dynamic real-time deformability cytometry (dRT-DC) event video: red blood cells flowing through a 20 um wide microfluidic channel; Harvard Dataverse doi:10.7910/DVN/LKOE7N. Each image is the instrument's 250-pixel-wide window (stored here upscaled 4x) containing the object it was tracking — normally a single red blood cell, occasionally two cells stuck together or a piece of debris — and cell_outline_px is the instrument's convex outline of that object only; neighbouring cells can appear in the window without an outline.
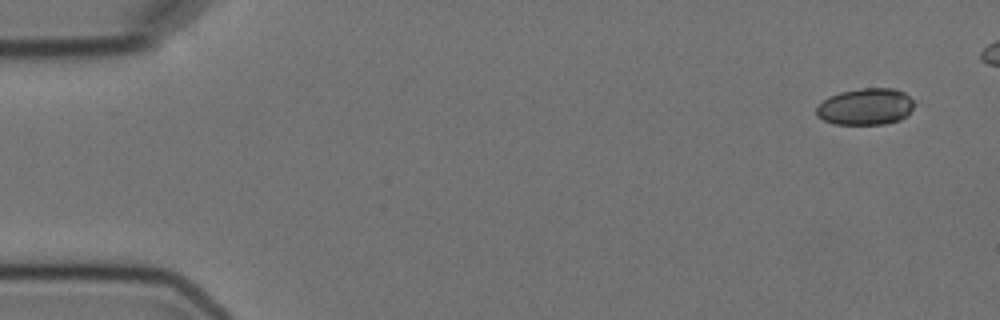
{"species": "Egyptian fruit bat (a non-hibernating species)", "species_latin": "Rousettus aegyptiacus", "temperature_condition": "cold", "stored_images_in_passage": 7, "camera_frame_rate_fps": 3000, "um_per_image_px": 0.085, "animal": {"sex": "female"}, "frame": {"image": 1, "passage_image": 1, "time_ms": 0.0, "image_size_px": [1000, 320], "cell_outline_px": [[912, 108], [908, 116], [900, 120], [884, 124], [832, 124], [816, 116], [816, 108], [828, 96], [840, 92], [860, 88], [896, 88], [904, 92], [912, 100]], "centroid_in_image_um": [73.56, 9.06], "position_along_channel_um": 11.4, "area_um2": 20.98}}
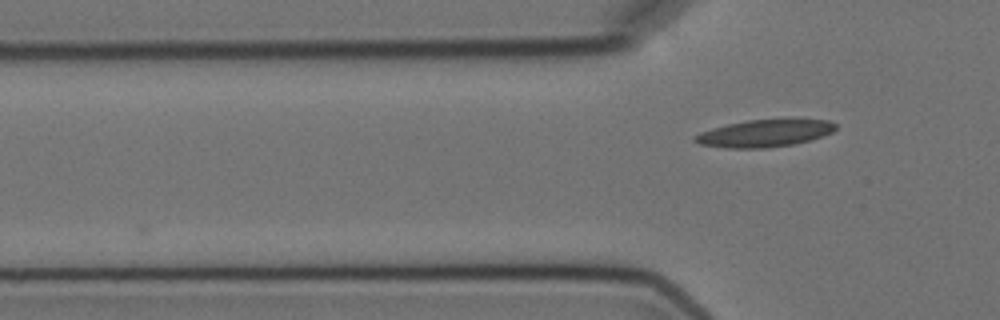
{"frame": {"image": 2, "passage_image": 7, "time_ms": 7.333, "image_size_px": [1000, 320], "cell_outline_px": [[836, 128], [832, 132], [812, 140], [792, 144], [768, 148], [724, 148], [700, 144], [692, 140], [692, 136], [700, 132], [712, 128], [728, 124], [748, 120], [828, 120], [836, 124]], "centroid_in_image_um": [64.94, 11.34], "position_along_channel_um": 60.9, "area_um2": 22.2}}